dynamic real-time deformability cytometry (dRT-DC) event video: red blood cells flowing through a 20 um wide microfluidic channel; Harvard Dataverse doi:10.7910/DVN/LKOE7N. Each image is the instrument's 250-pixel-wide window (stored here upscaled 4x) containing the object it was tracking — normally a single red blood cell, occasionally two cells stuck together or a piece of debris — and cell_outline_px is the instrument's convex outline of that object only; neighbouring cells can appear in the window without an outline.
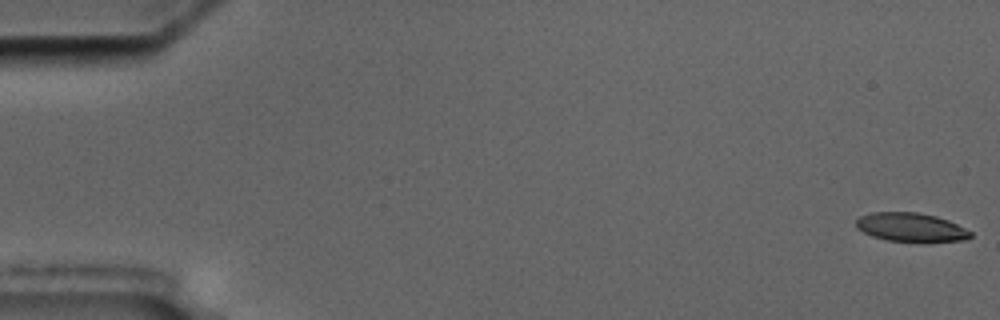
{"species": "common noctule bat (a hibernating species)", "species_latin": "Nyctalus noctula", "temperature_condition": "cold", "stored_images_in_passage": 57, "camera_frame_rate_fps": 3000, "um_per_image_px": 0.085, "animal": {"sex": "male", "body_mass_g": 17.5, "forearm_length_mm": 52.3}, "frame": {"image": 1, "passage_image": 1, "time_ms": 0.0, "image_size_px": [1000, 320], "cell_outline_px": [[972, 236], [964, 240], [924, 244], [888, 240], [872, 236], [856, 228], [856, 220], [860, 216], [872, 212], [916, 212], [936, 216], [948, 220], [972, 232]], "centroid_in_image_um": [77.45, 19.35], "position_along_channel_um": 7.5, "area_um2": 19.71}}
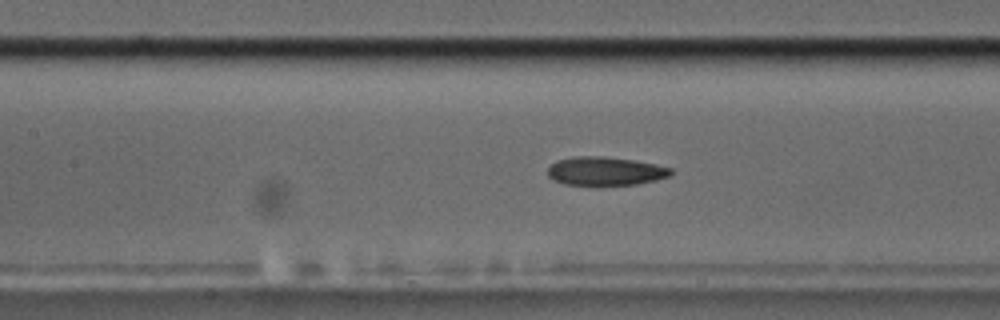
{"frame": {"image": 2, "passage_image": 26, "time_ms": 8.333, "image_size_px": [1000, 320], "cell_outline_px": [[672, 176], [656, 180], [636, 184], [564, 184], [552, 180], [548, 176], [548, 168], [556, 160], [576, 156], [604, 156], [632, 160], [656, 164], [672, 168]], "centroid_in_image_um": [51.46, 14.53], "position_along_channel_um": 155.9, "area_um2": 20.4}}
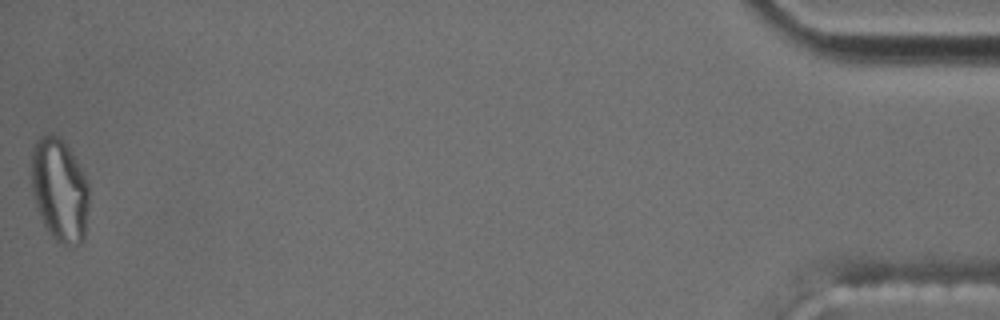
{"frame": {"image": 3, "passage_image": 57, "time_ms": 18.667, "image_size_px": [1000, 320], "cell_outline_px": [[88, 208], [84, 240], [80, 244], [64, 244], [56, 240], [52, 236], [44, 224], [36, 204], [32, 188], [32, 148], [36, 140], [40, 136], [60, 136], [64, 140], [80, 168], [88, 184]], "centroid_in_image_um": [5.07, 16.14], "position_along_channel_um": 430.1, "area_um2": 34.1}, "authors_computed_cell_mechanics": {"area_um2": 20.9236, "velocity_mm_per_s": 3.5628, "shape_relaxation_time_tau1_ms": 5.6709, "shape_relaxation_time_tau2_ms": 5.2844, "deformation_change_tau1": 0.1825, "deformation_change_tau2": 0.1478}}